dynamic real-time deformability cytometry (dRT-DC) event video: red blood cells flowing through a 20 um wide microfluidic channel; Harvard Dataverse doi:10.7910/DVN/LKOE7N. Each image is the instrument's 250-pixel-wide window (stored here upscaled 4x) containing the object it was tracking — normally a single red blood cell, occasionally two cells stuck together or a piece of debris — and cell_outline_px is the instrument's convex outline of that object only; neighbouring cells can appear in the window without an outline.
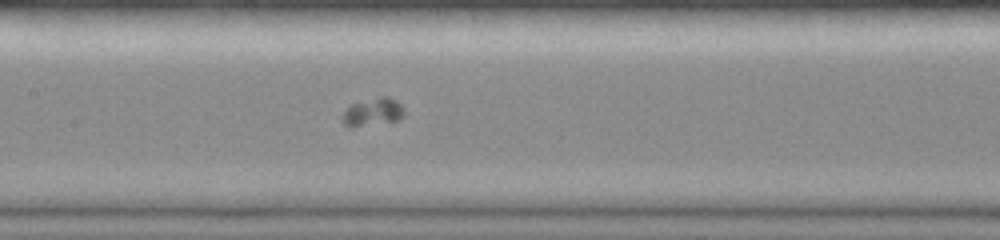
{"species": "common noctule bat (a hibernating species)", "species_latin": "Nyctalus noctula", "temperature_condition": "room temperature", "stored_images_in_passage": 38, "camera_frame_rate_fps": 3000, "um_per_image_px": 0.085, "animal": {"sex": "female", "body_mass_g": 19.0, "forearm_length_mm": 51.5}, "frame": {"image": 1, "passage_image": 22, "time_ms": 7.0, "image_size_px": [1000, 240], "cell_outline_px": [[404, 116], [400, 120], [352, 128], [348, 128], [344, 124], [344, 112], [352, 104], [380, 96], [388, 96], [396, 100], [400, 104], [404, 112]], "centroid_in_image_um": [31.72, 9.54], "position_along_channel_um": 175.7, "area_um2": 10.0}}